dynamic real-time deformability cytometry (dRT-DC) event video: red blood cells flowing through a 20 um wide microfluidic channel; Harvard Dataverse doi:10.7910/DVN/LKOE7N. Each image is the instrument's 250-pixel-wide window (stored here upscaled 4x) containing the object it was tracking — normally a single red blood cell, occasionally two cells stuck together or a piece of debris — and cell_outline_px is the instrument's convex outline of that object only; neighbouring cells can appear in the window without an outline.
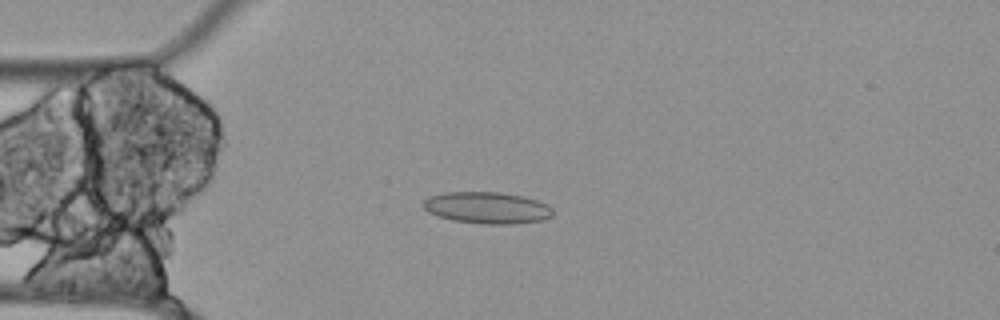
{"species": "Egyptian fruit bat (a non-hibernating species)", "species_latin": "Rousettus aegyptiacus", "temperature_condition": "cold", "stored_images_in_passage": 55, "camera_frame_rate_fps": 3000, "um_per_image_px": 0.085, "animal": {"sex": "female"}, "frame": {"image": 1, "passage_image": 13, "time_ms": 4.0, "image_size_px": [1000, 320], "cell_outline_px": [[552, 216], [544, 220], [516, 224], [484, 224], [452, 220], [428, 212], [420, 204], [428, 196], [444, 192], [500, 192], [524, 196], [548, 204], [552, 208]], "centroid_in_image_um": [41.4, 17.66], "position_along_channel_um": 43.6, "area_um2": 24.16}}
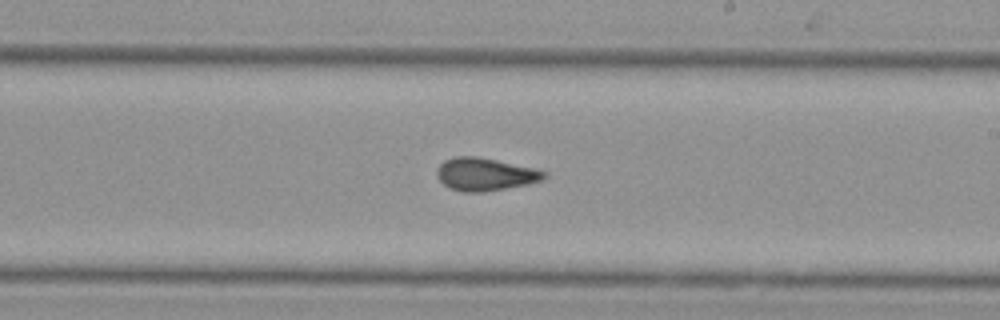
{"frame": {"image": 2, "passage_image": 31, "time_ms": 10.0, "image_size_px": [1000, 320], "cell_outline_px": [[548, 176], [544, 180], [504, 188], [480, 192], [464, 192], [448, 188], [436, 176], [436, 168], [444, 160], [456, 156], [476, 156], [536, 168], [548, 172]], "centroid_in_image_um": [41.23, 14.8], "position_along_channel_um": 247.8, "area_um2": 20.52}}
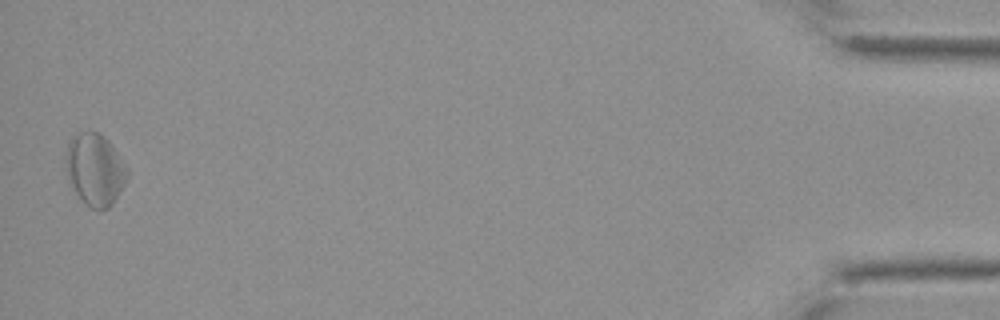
{"frame": {"image": 3, "passage_image": 54, "time_ms": 17.667, "image_size_px": [1000, 320], "cell_outline_px": [[128, 176], [124, 184], [112, 204], [108, 208], [100, 212], [84, 204], [68, 180], [68, 144], [72, 136], [80, 132], [100, 132], [112, 144], [128, 168]], "centroid_in_image_um": [8.12, 14.43], "position_along_channel_um": 427.1, "area_um2": 25.49}, "authors_computed_cell_mechanics": {"area_um2": 21.7328, "velocity_mm_per_s": 3.5098, "shape_relaxation_time_tau1_ms": null, "shape_relaxation_time_tau2_ms": 5.1401, "deformation_change_tau1": null, "deformation_change_tau2": 0.1163}}